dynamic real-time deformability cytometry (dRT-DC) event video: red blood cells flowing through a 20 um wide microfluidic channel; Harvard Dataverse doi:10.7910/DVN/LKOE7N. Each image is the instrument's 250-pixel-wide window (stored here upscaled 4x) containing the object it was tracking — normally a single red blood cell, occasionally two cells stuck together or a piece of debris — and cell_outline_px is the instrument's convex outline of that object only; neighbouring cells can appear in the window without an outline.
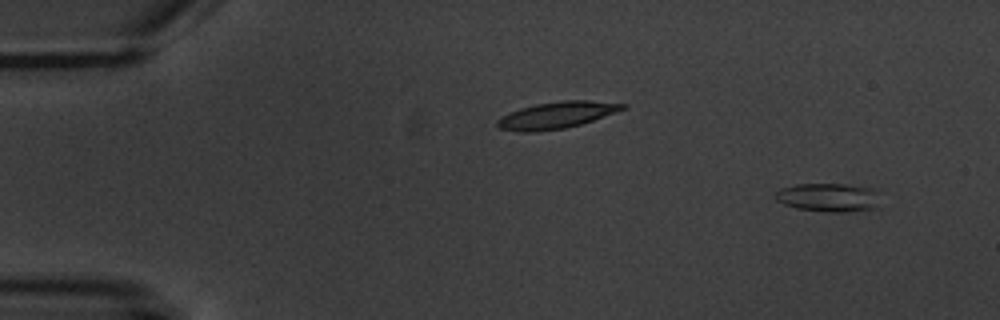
{"species": "common noctule bat (a hibernating species)", "species_latin": "Nyctalus noctula", "temperature_condition": "warm", "stored_images_in_passage": 5, "camera_frame_rate_fps": 3000, "um_per_image_px": 0.085, "animal": {"sex": "male", "body_mass_g": 20.1, "forearm_length_mm": 53.5}, "frame": {"image": 1, "passage_image": 1, "time_ms": 0.0, "image_size_px": [1000, 320], "cell_outline_px": [[876, 208], [848, 212], [828, 212], [796, 208], [784, 204], [776, 200], [772, 196], [772, 192], [780, 188], [796, 184], [844, 184], [868, 188], [876, 192]], "centroid_in_image_um": [70.29, 16.78], "position_along_channel_um": 14.7, "area_um2": 17.4}}
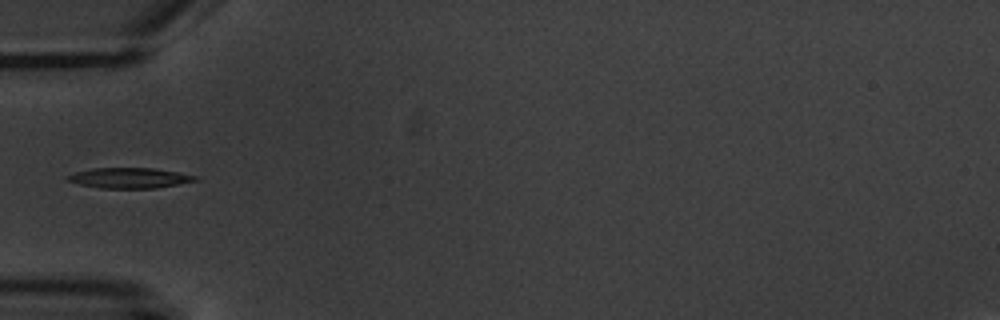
{"frame": {"image": 2, "passage_image": 5, "time_ms": 5.0, "image_size_px": [1000, 320], "cell_outline_px": [[200, 180], [156, 188], [100, 188], [80, 184], [68, 180], [64, 176], [76, 172], [92, 168], [152, 168], [176, 172], [196, 176]], "centroid_in_image_um": [10.99, 15.13], "position_along_channel_um": 74.0, "area_um2": 15.03}}